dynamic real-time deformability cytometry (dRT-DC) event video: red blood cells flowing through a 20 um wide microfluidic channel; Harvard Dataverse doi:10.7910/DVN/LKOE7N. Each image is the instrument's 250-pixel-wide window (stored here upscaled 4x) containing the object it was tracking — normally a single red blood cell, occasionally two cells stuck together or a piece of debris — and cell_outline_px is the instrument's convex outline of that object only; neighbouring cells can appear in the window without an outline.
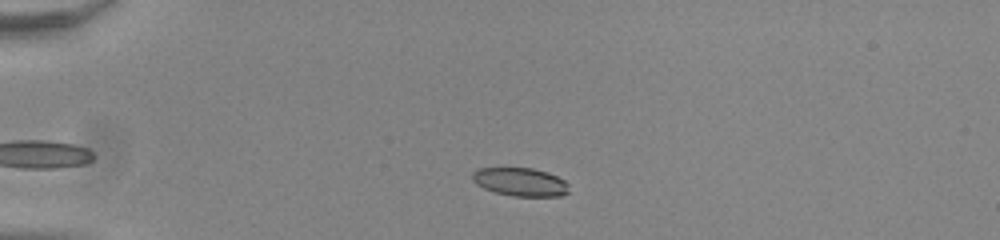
{"species": "common noctule bat (a hibernating species)", "species_latin": "Nyctalus noctula", "temperature_condition": "room temperature", "stored_images_in_passage": 44, "camera_frame_rate_fps": 3000, "um_per_image_px": 0.085, "animal": {"sex": "male", "body_mass_g": 20.0, "forearm_length_mm": 53.3}, "frame": {"image": 1, "passage_image": 9, "time_ms": 2.667, "image_size_px": [1000, 240], "cell_outline_px": [[564, 192], [548, 196], [524, 196], [500, 192], [492, 188], [488, 168], [524, 168], [540, 172], [552, 176], [560, 180]], "centroid_in_image_um": [44.56, 15.49], "position_along_channel_um": 40.4, "area_um2": 12.08}}
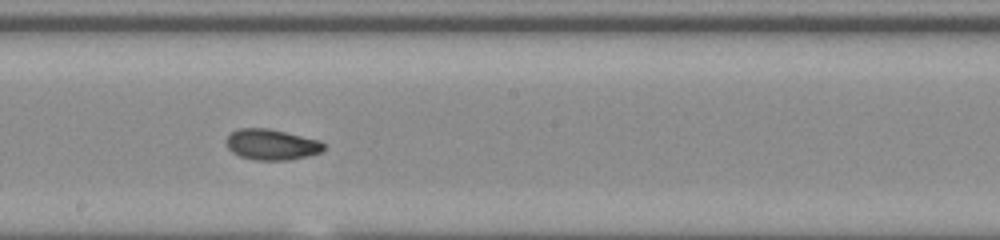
{"frame": {"image": 2, "passage_image": 27, "time_ms": 8.667, "image_size_px": [1000, 240], "cell_outline_px": [[320, 148], [316, 152], [296, 156], [248, 156], [232, 148], [228, 140], [236, 132], [276, 132], [308, 140], [320, 144]], "centroid_in_image_um": [23.07, 12.28], "position_along_channel_um": 225.1, "area_um2": 12.66}}
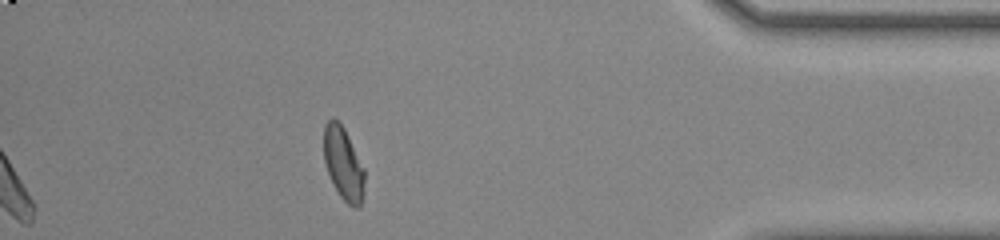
{"frame": {"image": 3, "passage_image": 44, "time_ms": 14.333, "image_size_px": [1000, 240], "cell_outline_px": [[364, 176], [360, 200], [348, 200], [340, 192], [332, 180], [324, 156], [324, 132], [328, 124], [332, 120], [336, 120], [340, 124], [364, 172]], "centroid_in_image_um": [29.13, 13.79], "position_along_channel_um": 406.1, "area_um2": 14.68}}